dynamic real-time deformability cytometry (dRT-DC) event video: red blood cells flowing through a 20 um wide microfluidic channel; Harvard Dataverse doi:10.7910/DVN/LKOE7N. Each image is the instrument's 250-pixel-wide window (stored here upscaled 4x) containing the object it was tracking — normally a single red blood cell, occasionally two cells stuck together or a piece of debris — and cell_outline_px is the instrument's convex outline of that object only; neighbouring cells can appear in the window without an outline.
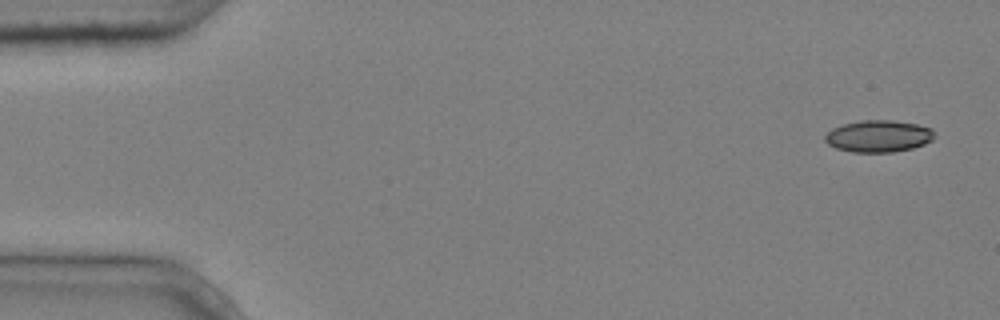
{"species": "common noctule bat (a hibernating species)", "species_latin": "Nyctalus noctula", "temperature_condition": "cold", "stored_images_in_passage": 3, "camera_frame_rate_fps": 3000, "um_per_image_px": 0.085, "animal": {"sex": "male", "body_mass_g": 20.4}, "frame": {"image": 1, "passage_image": 1, "time_ms": 0.0, "image_size_px": [1000, 320], "cell_outline_px": [[936, 136], [932, 140], [924, 144], [912, 148], [892, 152], [852, 152], [836, 148], [828, 144], [824, 140], [824, 136], [832, 128], [840, 124], [860, 120], [892, 120], [916, 124], [932, 128]], "centroid_in_image_um": [74.66, 11.56], "position_along_channel_um": 10.3, "area_um2": 20.52}}
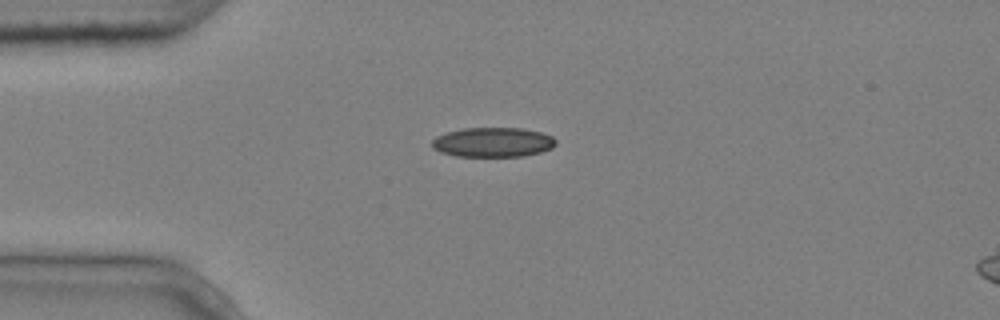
{"frame": {"image": 2, "passage_image": 2, "time_ms": 0.333, "image_size_px": [1000, 320], "cell_outline_px": [[556, 144], [552, 148], [540, 152], [524, 156], [456, 156], [440, 152], [432, 148], [432, 140], [436, 136], [460, 128], [524, 128], [540, 132], [552, 136], [556, 140]], "centroid_in_image_um": [41.89, 12.08], "position_along_channel_um": 43.1, "area_um2": 21.44}}